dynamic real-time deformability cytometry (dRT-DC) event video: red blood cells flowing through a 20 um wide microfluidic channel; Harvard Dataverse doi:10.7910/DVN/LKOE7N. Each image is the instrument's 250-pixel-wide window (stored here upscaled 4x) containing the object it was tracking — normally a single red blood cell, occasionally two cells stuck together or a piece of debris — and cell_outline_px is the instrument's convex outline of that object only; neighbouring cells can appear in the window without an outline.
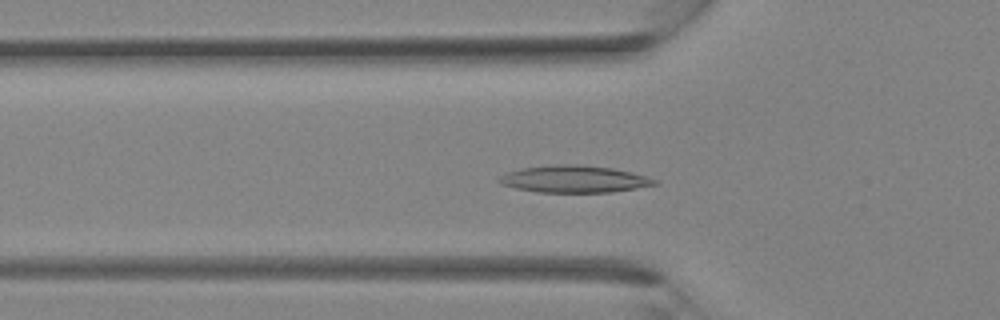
{"species": "Egyptian fruit bat (a non-hibernating species)", "species_latin": "Rousettus aegyptiacus", "temperature_condition": "room temperature", "stored_images_in_passage": 35, "camera_frame_rate_fps": 3000, "um_per_image_px": 0.085, "animal": {"sex": "female"}, "frame": {"image": 1, "passage_image": 12, "time_ms": 3.667, "image_size_px": [1000, 320], "cell_outline_px": [[660, 184], [612, 192], [536, 192], [516, 188], [500, 184], [496, 180], [500, 176], [508, 172], [520, 168], [556, 164], [580, 164], [612, 168], [632, 172], [656, 180]], "centroid_in_image_um": [48.78, 15.22], "position_along_channel_um": 77.0, "area_um2": 24.57}}
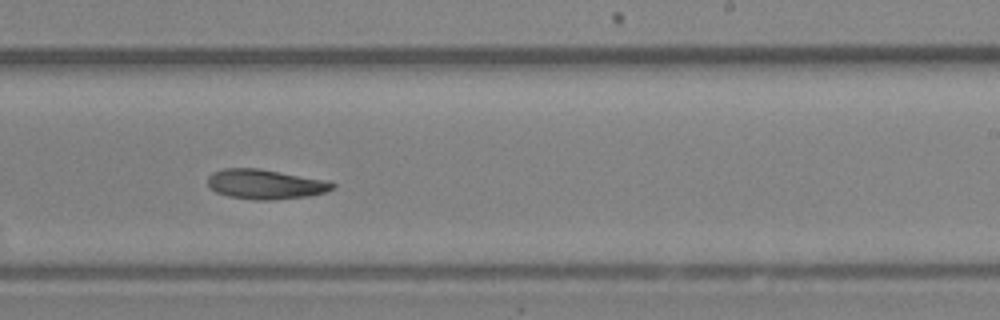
{"frame": {"image": 2, "passage_image": 22, "time_ms": 7.0, "image_size_px": [1000, 320], "cell_outline_px": [[336, 188], [324, 192], [308, 196], [272, 200], [256, 200], [228, 196], [216, 192], [208, 184], [208, 176], [212, 172], [224, 168], [260, 168], [324, 180], [336, 184]], "centroid_in_image_um": [22.54, 15.65], "position_along_channel_um": 266.5, "area_um2": 21.56}}
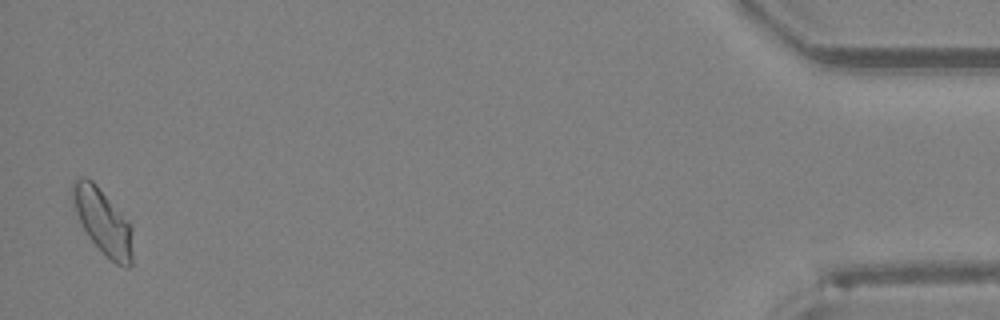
{"frame": {"image": 3, "passage_image": 35, "time_ms": 11.333, "image_size_px": [1000, 320], "cell_outline_px": [[132, 264], [128, 268], [116, 264], [88, 236], [76, 212], [72, 200], [72, 184], [80, 176], [84, 176], [92, 180], [96, 184], [132, 224]], "centroid_in_image_um": [8.77, 18.81], "position_along_channel_um": 426.4, "area_um2": 22.6}}